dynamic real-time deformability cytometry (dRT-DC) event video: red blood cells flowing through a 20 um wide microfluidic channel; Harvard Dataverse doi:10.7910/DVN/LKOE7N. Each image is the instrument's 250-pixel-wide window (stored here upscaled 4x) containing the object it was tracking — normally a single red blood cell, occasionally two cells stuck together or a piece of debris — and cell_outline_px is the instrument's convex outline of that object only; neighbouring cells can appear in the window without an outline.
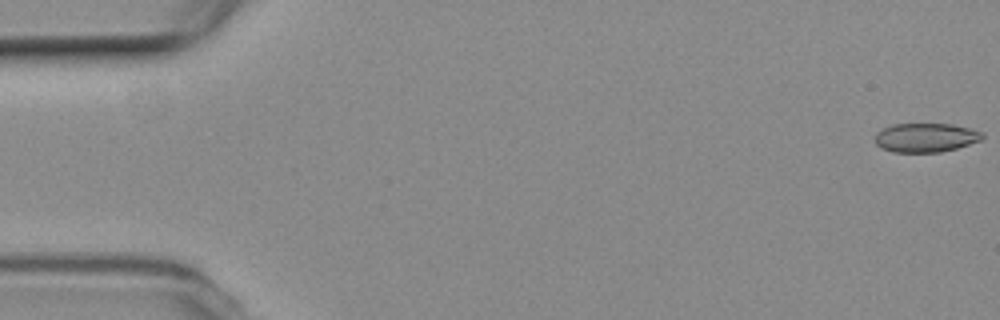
{"species": "common noctule bat (a hibernating species)", "species_latin": "Nyctalus noctula", "temperature_condition": "room temperature", "stored_images_in_passage": 6, "camera_frame_rate_fps": 3000, "um_per_image_px": 0.085, "animal": {"sex": "female", "body_mass_g": 19.3, "forearm_length_mm": 54.1}, "frame": {"image": 1, "passage_image": 1, "time_ms": 0.0, "image_size_px": [1000, 320], "cell_outline_px": [[984, 136], [980, 140], [956, 148], [940, 152], [892, 152], [876, 144], [876, 132], [892, 124], [952, 124], [984, 132]], "centroid_in_image_um": [78.69, 11.69], "position_along_channel_um": 6.3, "area_um2": 17.98}}
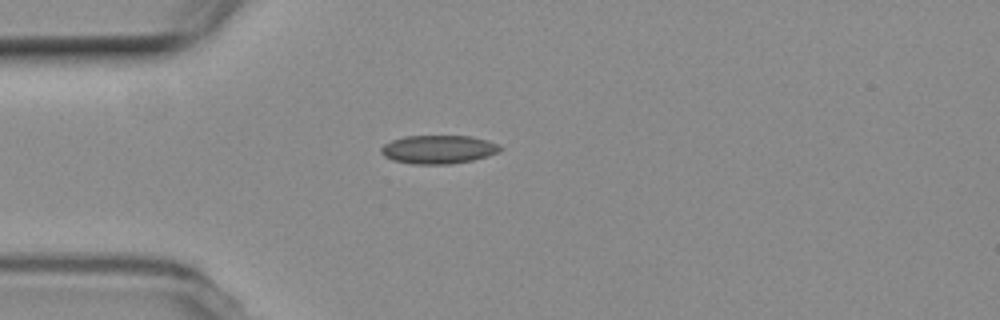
{"frame": {"image": 2, "passage_image": 5, "time_ms": 4.667, "image_size_px": [1000, 320], "cell_outline_px": [[504, 148], [500, 152], [488, 156], [472, 160], [452, 164], [412, 164], [392, 160], [384, 156], [380, 152], [380, 148], [384, 144], [392, 140], [404, 136], [472, 136], [488, 140], [500, 144]], "centroid_in_image_um": [37.3, 12.7], "position_along_channel_um": 47.7, "area_um2": 20.06}}